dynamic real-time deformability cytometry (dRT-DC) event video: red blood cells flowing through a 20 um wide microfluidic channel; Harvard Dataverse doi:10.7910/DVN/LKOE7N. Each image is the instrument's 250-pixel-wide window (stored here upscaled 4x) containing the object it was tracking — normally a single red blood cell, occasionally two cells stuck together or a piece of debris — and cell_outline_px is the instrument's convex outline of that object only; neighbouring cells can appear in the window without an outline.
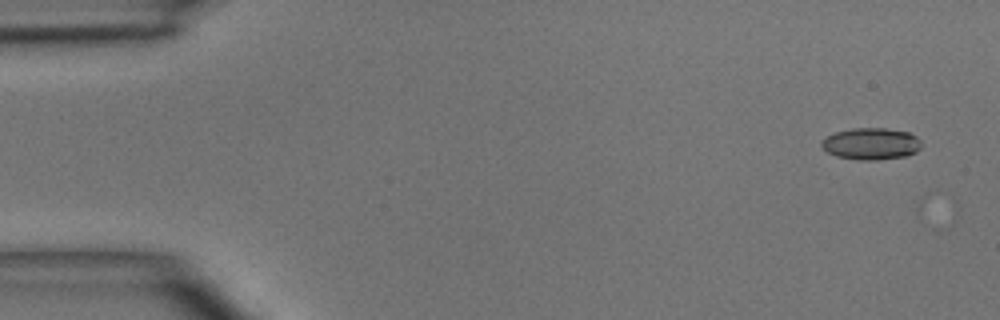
{"species": "common noctule bat (a hibernating species)", "species_latin": "Nyctalus noctula", "temperature_condition": "room temperature", "stored_images_in_passage": 5, "camera_frame_rate_fps": 3000, "um_per_image_px": 0.085, "animal": {"sex": "male", "body_mass_g": 15.6}, "frame": {"image": 1, "passage_image": 1, "time_ms": 0.0, "image_size_px": [1000, 320], "cell_outline_px": [[920, 148], [916, 152], [904, 156], [876, 160], [860, 160], [836, 156], [828, 152], [820, 144], [828, 136], [836, 132], [852, 128], [884, 128], [908, 132], [916, 136], [920, 140]], "centroid_in_image_um": [74.06, 12.22], "position_along_channel_um": 10.9, "area_um2": 18.26}}